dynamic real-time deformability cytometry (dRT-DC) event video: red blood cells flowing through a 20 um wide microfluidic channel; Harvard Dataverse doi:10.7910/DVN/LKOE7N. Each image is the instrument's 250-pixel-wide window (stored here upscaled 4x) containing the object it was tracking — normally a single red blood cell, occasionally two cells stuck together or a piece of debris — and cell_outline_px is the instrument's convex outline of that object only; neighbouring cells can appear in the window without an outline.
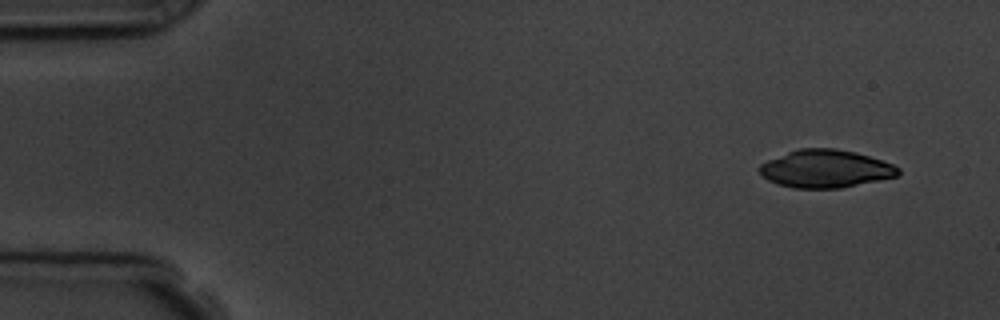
{"species": "common noctule bat (a hibernating species)", "species_latin": "Nyctalus noctula", "temperature_condition": "room temperature", "stored_images_in_passage": 7, "camera_frame_rate_fps": 3000, "um_per_image_px": 0.085, "animal": {"sex": "male", "body_mass_g": 19.5, "forearm_length_mm": 54.6}, "frame": {"image": 1, "passage_image": 1, "time_ms": 0.0, "image_size_px": [1000, 320], "cell_outline_px": [[900, 172], [896, 176], [880, 180], [840, 188], [792, 188], [776, 184], [768, 180], [760, 172], [760, 164], [768, 160], [788, 152], [800, 148], [836, 148], [856, 152], [892, 164], [900, 168]], "centroid_in_image_um": [70.17, 14.35], "position_along_channel_um": 14.8, "area_um2": 30.4}}